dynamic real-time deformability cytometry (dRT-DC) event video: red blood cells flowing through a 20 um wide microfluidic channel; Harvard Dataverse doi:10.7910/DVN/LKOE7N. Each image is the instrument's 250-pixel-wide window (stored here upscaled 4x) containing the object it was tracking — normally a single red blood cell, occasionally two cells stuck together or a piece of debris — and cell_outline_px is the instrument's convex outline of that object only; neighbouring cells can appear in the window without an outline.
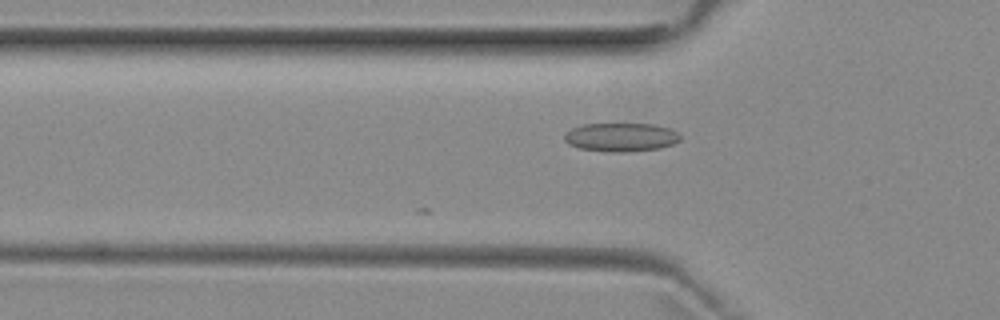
{"species": "common noctule bat (a hibernating species)", "species_latin": "Nyctalus noctula", "temperature_condition": "room temperature", "stored_images_in_passage": 36, "camera_frame_rate_fps": 3000, "um_per_image_px": 0.085, "animal": {"sex": "female", "body_mass_g": 29.2, "forearm_length_mm": 56.3}, "frame": {"image": 1, "passage_image": 17, "time_ms": 5.333, "image_size_px": [1000, 320], "cell_outline_px": [[680, 140], [672, 144], [660, 148], [628, 152], [608, 152], [580, 148], [568, 144], [564, 140], [564, 132], [580, 124], [656, 124], [668, 128], [676, 132], [680, 136]], "centroid_in_image_um": [52.74, 11.66], "position_along_channel_um": 73.1, "area_um2": 19.42}}
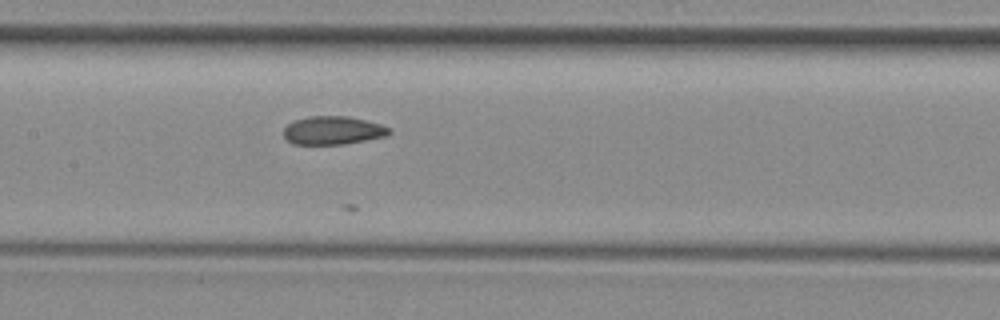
{"frame": {"image": 2, "passage_image": 25, "time_ms": 8.0, "image_size_px": [1000, 320], "cell_outline_px": [[392, 132], [388, 136], [344, 144], [292, 144], [284, 136], [284, 128], [288, 124], [296, 120], [312, 116], [348, 116], [380, 124], [392, 128]], "centroid_in_image_um": [28.34, 11.09], "position_along_channel_um": 179.1, "area_um2": 17.4}}
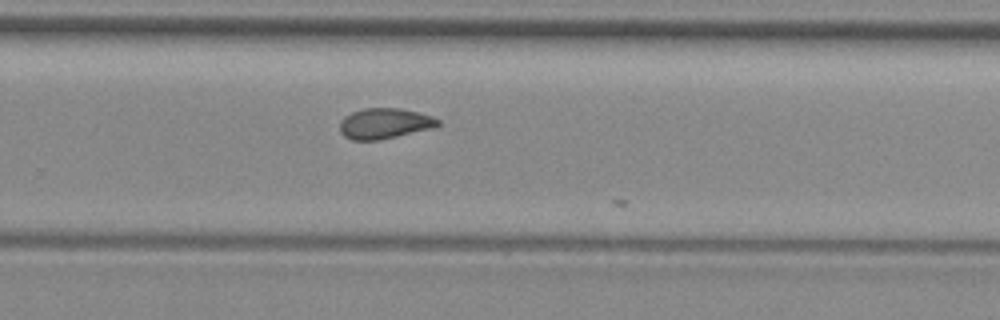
{"frame": {"image": 3, "passage_image": 34, "time_ms": 11.0, "image_size_px": [1000, 320], "cell_outline_px": [[440, 124], [436, 128], [380, 140], [352, 140], [344, 136], [340, 132], [340, 120], [344, 116], [352, 112], [364, 108], [400, 108], [432, 116], [440, 120]], "centroid_in_image_um": [32.7, 10.5], "position_along_channel_um": 297.1, "area_um2": 17.69}}